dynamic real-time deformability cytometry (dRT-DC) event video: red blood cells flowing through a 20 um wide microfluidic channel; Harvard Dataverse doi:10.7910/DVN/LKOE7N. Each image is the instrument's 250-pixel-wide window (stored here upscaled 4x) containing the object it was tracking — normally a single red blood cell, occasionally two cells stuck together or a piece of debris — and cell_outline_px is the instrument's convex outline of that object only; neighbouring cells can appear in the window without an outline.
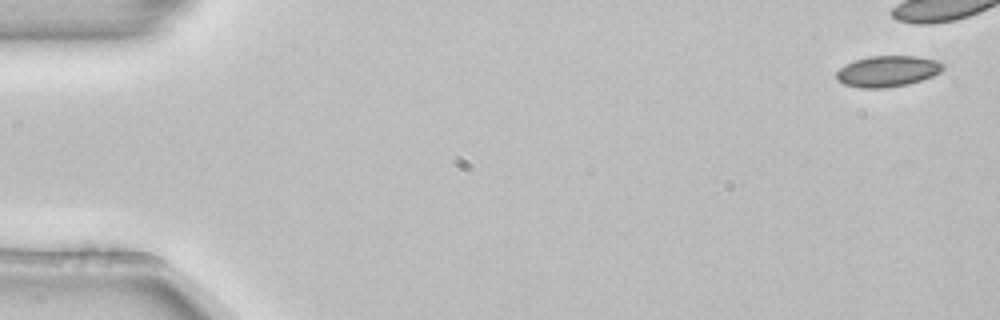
{"species": "common noctule bat (a hibernating species)", "species_latin": "Nyctalus noctula", "temperature_condition": "room temperature", "stored_images_in_passage": 3, "camera_frame_rate_fps": 3000, "um_per_image_px": 0.085, "animal": {"sex": "female", "body_mass_g": 22.7, "forearm_length_mm": 54.2}, "frame": {"image": 1, "passage_image": 1, "time_ms": 0.0, "image_size_px": [1000, 320], "cell_outline_px": [[944, 68], [940, 72], [932, 76], [908, 84], [884, 88], [860, 88], [844, 84], [836, 80], [836, 72], [844, 64], [856, 60], [872, 56], [916, 56], [936, 60], [944, 64]], "centroid_in_image_um": [75.42, 6.06], "position_along_channel_um": 9.6, "area_um2": 19.25}}